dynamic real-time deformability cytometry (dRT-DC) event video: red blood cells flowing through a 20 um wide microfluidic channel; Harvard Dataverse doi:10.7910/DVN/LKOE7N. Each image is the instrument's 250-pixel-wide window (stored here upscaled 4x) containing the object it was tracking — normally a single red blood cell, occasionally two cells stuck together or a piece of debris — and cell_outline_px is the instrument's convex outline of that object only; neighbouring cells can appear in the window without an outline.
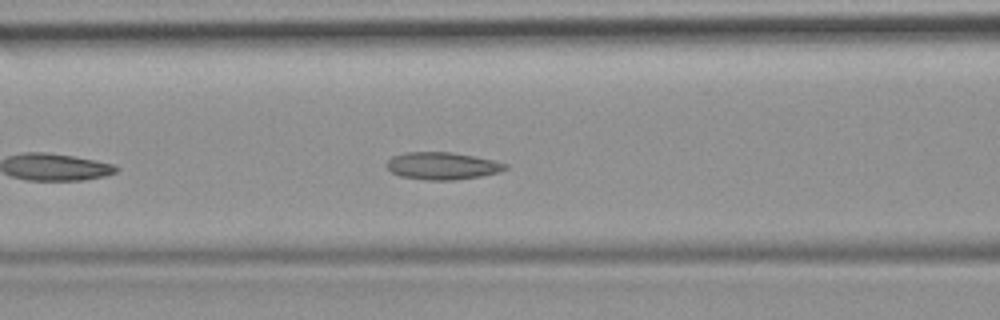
{"species": "common noctule bat (a hibernating species)", "species_latin": "Nyctalus noctula", "temperature_condition": "room temperature", "stored_images_in_passage": 11, "camera_frame_rate_fps": 3000, "um_per_image_px": 0.085, "animal": {"sex": "female", "body_mass_g": 19.9}, "frame": {"image": 1, "passage_image": 8, "time_ms": 2.333, "image_size_px": [1000, 320], "cell_outline_px": [[508, 168], [500, 172], [480, 176], [452, 180], [428, 180], [400, 176], [392, 172], [388, 168], [388, 160], [392, 156], [404, 152], [452, 152], [492, 160], [508, 164]], "centroid_in_image_um": [37.6, 14.09], "position_along_channel_um": 129.0, "area_um2": 18.73}}